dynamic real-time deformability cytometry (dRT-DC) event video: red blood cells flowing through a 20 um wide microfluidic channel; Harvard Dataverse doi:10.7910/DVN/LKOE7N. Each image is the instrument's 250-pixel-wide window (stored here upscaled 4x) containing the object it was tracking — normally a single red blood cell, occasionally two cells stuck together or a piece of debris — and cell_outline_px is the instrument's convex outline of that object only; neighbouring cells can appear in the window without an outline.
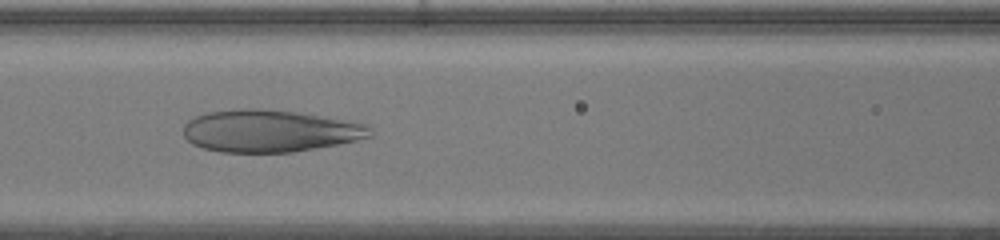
{"species": "human", "species_latin": "Homo sapiens", "temperature_condition": "warm", "stored_images_in_passage": 32, "camera_frame_rate_fps": 3000, "um_per_image_px": 0.085, "donor": {"sex": "female"}, "frame": {"image": 1, "passage_image": 11, "time_ms": 3.333, "image_size_px": [1000, 240], "cell_outline_px": [[372, 136], [356, 140], [316, 148], [292, 152], [220, 152], [204, 148], [192, 144], [184, 136], [184, 124], [188, 120], [196, 116], [208, 112], [240, 108], [256, 108], [300, 112], [368, 124], [372, 128]], "centroid_in_image_um": [22.93, 11.12], "position_along_channel_um": 143.7, "area_um2": 46.01}}
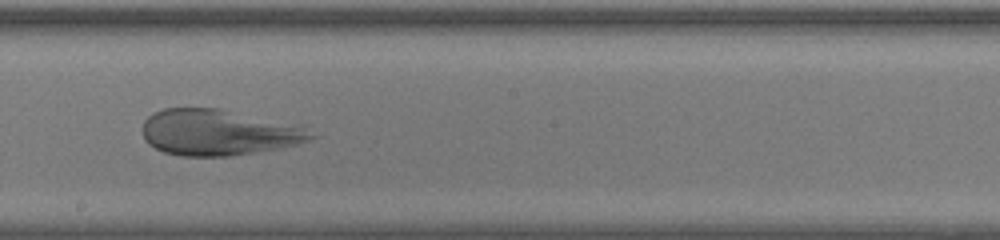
{"frame": {"image": 2, "passage_image": 17, "time_ms": 5.333, "image_size_px": [1000, 240], "cell_outline_px": [[316, 136], [308, 140], [276, 148], [228, 156], [180, 156], [164, 152], [148, 144], [144, 140], [144, 120], [152, 112], [164, 108], [216, 108], [300, 124]], "centroid_in_image_um": [18.53, 11.24], "position_along_channel_um": 229.7, "area_um2": 44.85}}
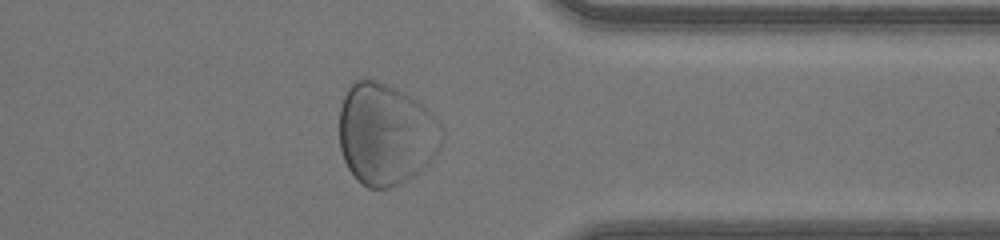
{"frame": {"image": 3, "passage_image": 28, "time_ms": 9.0, "image_size_px": [1000, 240], "cell_outline_px": [[444, 136], [440, 148], [428, 164], [424, 168], [408, 180], [400, 184], [388, 188], [368, 188], [360, 184], [356, 180], [348, 168], [344, 160], [340, 148], [340, 108], [344, 96], [352, 80], [364, 76], [376, 80], [416, 100], [440, 124], [444, 132]], "centroid_in_image_um": [32.77, 11.42], "position_along_channel_um": 378.6, "area_um2": 60.92}}